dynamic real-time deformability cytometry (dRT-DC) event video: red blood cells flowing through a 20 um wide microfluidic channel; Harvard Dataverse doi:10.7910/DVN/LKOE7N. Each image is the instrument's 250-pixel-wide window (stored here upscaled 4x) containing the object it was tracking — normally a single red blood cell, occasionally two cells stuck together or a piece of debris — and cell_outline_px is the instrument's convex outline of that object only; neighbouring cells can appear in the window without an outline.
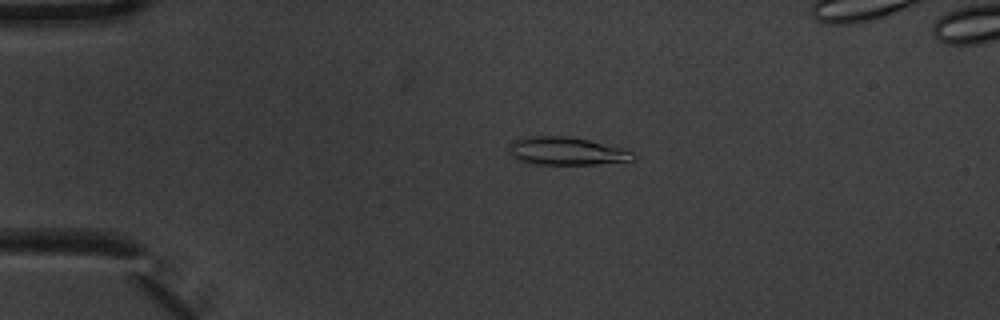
{"species": "common noctule bat (a hibernating species)", "species_latin": "Nyctalus noctula", "temperature_condition": "warm", "stored_images_in_passage": 5, "camera_frame_rate_fps": 3000, "um_per_image_px": 0.085, "animal": {"sex": "male", "body_mass_g": 20.1, "forearm_length_mm": 53.5}, "frame": {"image": 1, "passage_image": 3, "time_ms": 0.667, "image_size_px": [1000, 320], "cell_outline_px": [[636, 160], [596, 164], [528, 164], [512, 156], [508, 148], [512, 140], [524, 136], [568, 136], [588, 140], [624, 148], [632, 152], [636, 156]], "centroid_in_image_um": [48.14, 12.84], "position_along_channel_um": 36.9, "area_um2": 20.4}}